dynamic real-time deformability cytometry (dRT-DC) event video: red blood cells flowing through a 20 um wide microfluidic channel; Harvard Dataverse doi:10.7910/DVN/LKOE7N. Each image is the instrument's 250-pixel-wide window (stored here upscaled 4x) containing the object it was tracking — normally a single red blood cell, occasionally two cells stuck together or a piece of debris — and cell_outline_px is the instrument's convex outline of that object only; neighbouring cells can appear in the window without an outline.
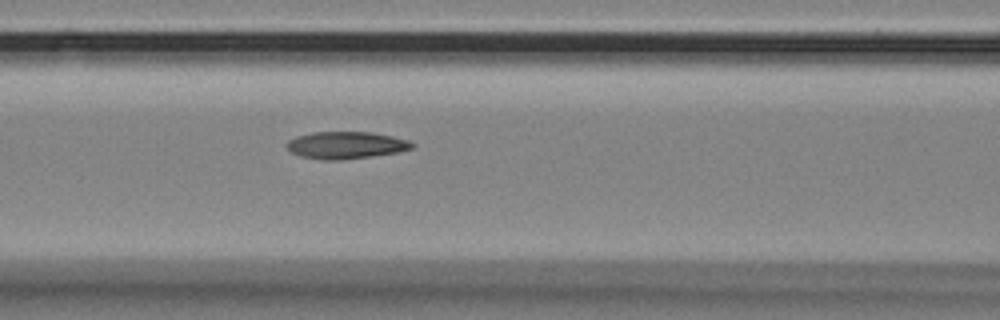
{"species": "Egyptian fruit bat (a non-hibernating species)", "species_latin": "Rousettus aegyptiacus", "temperature_condition": "room temperature", "stored_images_in_passage": 5, "camera_frame_rate_fps": 3000, "um_per_image_px": 0.085, "animal": {"sex": "female"}, "frame": {"image": 1, "passage_image": 5, "time_ms": 4.667, "image_size_px": [1000, 320], "cell_outline_px": [[416, 144], [412, 148], [396, 152], [372, 156], [340, 160], [324, 160], [300, 156], [292, 152], [284, 144], [288, 140], [296, 136], [312, 132], [372, 132], [392, 136], [408, 140]], "centroid_in_image_um": [29.38, 12.33], "position_along_channel_um": 137.2, "area_um2": 19.83}}